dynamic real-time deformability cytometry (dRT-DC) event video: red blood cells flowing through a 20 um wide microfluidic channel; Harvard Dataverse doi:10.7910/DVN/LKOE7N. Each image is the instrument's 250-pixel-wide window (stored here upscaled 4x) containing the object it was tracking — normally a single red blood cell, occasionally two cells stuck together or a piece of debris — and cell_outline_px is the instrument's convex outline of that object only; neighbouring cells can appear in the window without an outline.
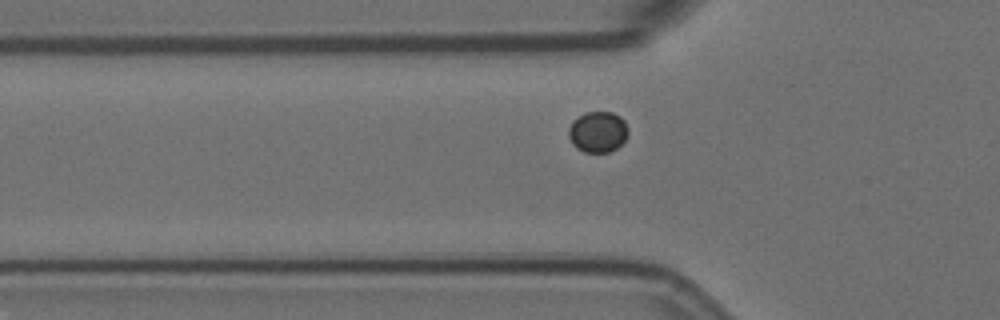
{"species": "Egyptian fruit bat (a non-hibernating species)", "species_latin": "Rousettus aegyptiacus", "temperature_condition": "room temperature", "stored_images_in_passage": 4, "camera_frame_rate_fps": 3000, "um_per_image_px": 0.085, "animal": {"sex": "female"}, "frame": {"image": 1, "passage_image": 4, "time_ms": 1.0, "image_size_px": [1000, 320], "cell_outline_px": [[628, 136], [616, 148], [608, 152], [584, 152], [576, 148], [572, 144], [568, 136], [568, 128], [572, 120], [584, 112], [612, 112], [620, 116], [624, 120], [628, 128]], "centroid_in_image_um": [50.79, 11.2], "position_along_channel_um": 75.0, "area_um2": 14.39}}